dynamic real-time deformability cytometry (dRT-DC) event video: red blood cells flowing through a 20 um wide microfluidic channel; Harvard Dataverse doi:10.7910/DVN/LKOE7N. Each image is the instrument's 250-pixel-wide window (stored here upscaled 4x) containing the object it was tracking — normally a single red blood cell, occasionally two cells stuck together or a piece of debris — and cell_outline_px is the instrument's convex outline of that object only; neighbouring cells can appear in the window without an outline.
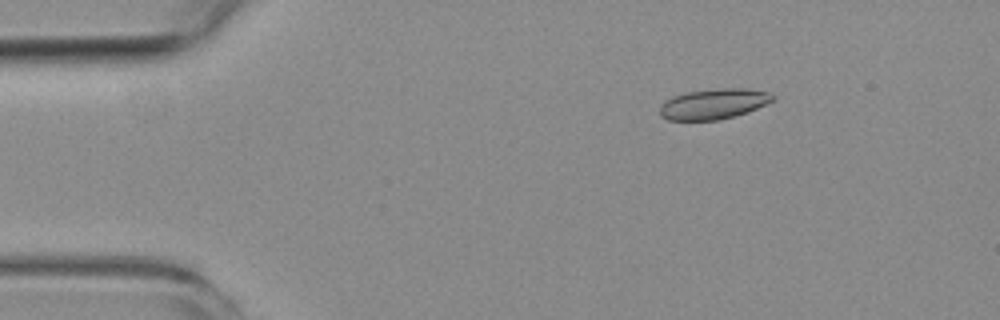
{"species": "common noctule bat (a hibernating species)", "species_latin": "Nyctalus noctula", "temperature_condition": "room temperature", "stored_images_in_passage": 4, "camera_frame_rate_fps": 3000, "um_per_image_px": 0.085, "animal": {"sex": "female", "body_mass_g": 19.3, "forearm_length_mm": 54.1}, "frame": {"image": 1, "passage_image": 3, "time_ms": 2.333, "image_size_px": [1000, 320], "cell_outline_px": [[776, 100], [748, 112], [720, 120], [668, 120], [660, 116], [660, 104], [664, 100], [672, 96], [688, 92], [720, 88], [748, 88], [768, 92], [776, 96]], "centroid_in_image_um": [60.68, 8.83], "position_along_channel_um": 24.3, "area_um2": 20.29}}